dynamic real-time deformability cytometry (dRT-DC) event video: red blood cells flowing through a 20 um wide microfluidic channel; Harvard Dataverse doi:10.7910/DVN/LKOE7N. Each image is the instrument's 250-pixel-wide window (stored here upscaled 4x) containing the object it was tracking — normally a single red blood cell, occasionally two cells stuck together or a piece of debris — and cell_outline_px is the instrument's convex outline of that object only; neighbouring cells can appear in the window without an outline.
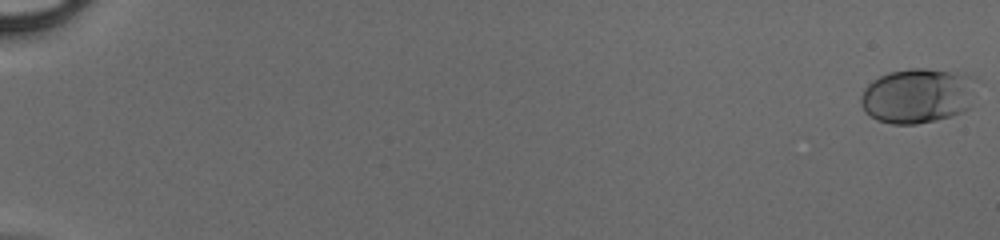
{"species": "human", "species_latin": "Homo sapiens", "temperature_condition": "cold", "stored_images_in_passage": 51, "camera_frame_rate_fps": 3000, "um_per_image_px": 0.085, "donor": {"sex": "male"}, "frame": {"image": 1, "passage_image": 1, "time_ms": 0.0, "image_size_px": [1000, 240], "cell_outline_px": [[972, 108], [964, 112], [952, 116], [936, 120], [916, 124], [892, 124], [876, 120], [864, 112], [860, 104], [860, 96], [864, 88], [872, 80], [888, 72], [908, 68], [924, 68], [964, 72], [972, 76]], "centroid_in_image_um": [77.97, 8.14], "position_along_channel_um": 7.0, "area_um2": 37.51}}
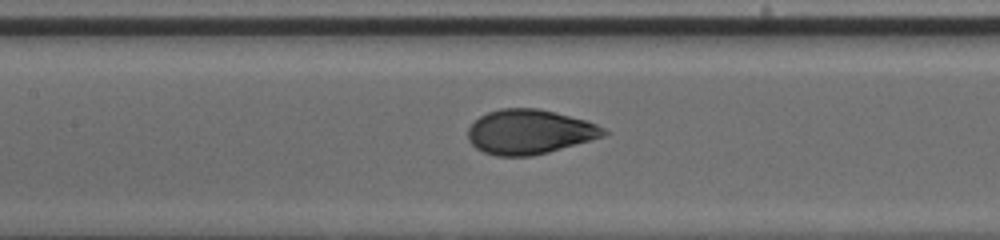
{"frame": {"image": 2, "passage_image": 27, "time_ms": 8.667, "image_size_px": [1000, 240], "cell_outline_px": [[612, 132], [604, 136], [548, 152], [532, 156], [496, 156], [484, 152], [476, 148], [468, 140], [468, 128], [480, 116], [488, 112], [500, 108], [540, 108], [556, 112], [584, 120], [596, 124]], "centroid_in_image_um": [45.01, 11.2], "position_along_channel_um": 162.4, "area_um2": 35.26}}
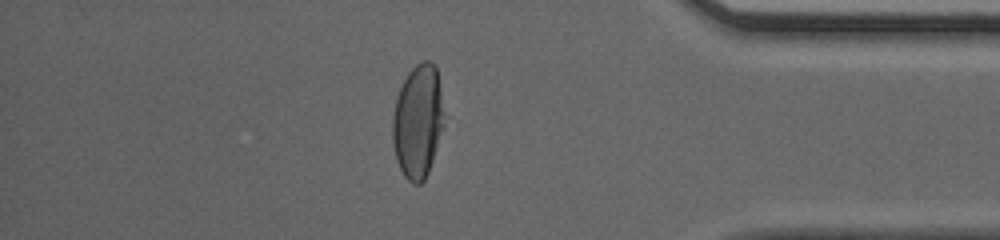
{"frame": {"image": 3, "passage_image": 45, "time_ms": 14.667, "image_size_px": [1000, 240], "cell_outline_px": [[444, 128], [428, 172], [424, 180], [420, 184], [412, 184], [404, 176], [396, 160], [392, 140], [392, 116], [396, 100], [400, 88], [408, 72], [416, 64], [424, 60], [428, 60], [436, 68], [440, 92], [444, 124]], "centroid_in_image_um": [35.5, 10.35], "position_along_channel_um": 399.7, "area_um2": 33.93}}